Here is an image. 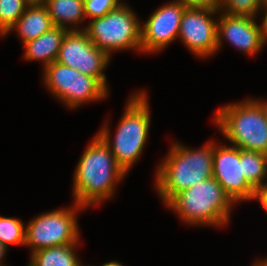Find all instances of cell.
<instances>
[{"instance_id": "cell-1", "label": "cell", "mask_w": 267, "mask_h": 266, "mask_svg": "<svg viewBox=\"0 0 267 266\" xmlns=\"http://www.w3.org/2000/svg\"><path fill=\"white\" fill-rule=\"evenodd\" d=\"M127 173L117 163L108 145L96 134L80 157L73 176V197L88 208L113 197L115 186Z\"/></svg>"}, {"instance_id": "cell-2", "label": "cell", "mask_w": 267, "mask_h": 266, "mask_svg": "<svg viewBox=\"0 0 267 266\" xmlns=\"http://www.w3.org/2000/svg\"><path fill=\"white\" fill-rule=\"evenodd\" d=\"M214 141L199 149L174 143L157 168L155 186L166 205L176 194L213 177Z\"/></svg>"}, {"instance_id": "cell-3", "label": "cell", "mask_w": 267, "mask_h": 266, "mask_svg": "<svg viewBox=\"0 0 267 266\" xmlns=\"http://www.w3.org/2000/svg\"><path fill=\"white\" fill-rule=\"evenodd\" d=\"M147 98L145 91L130 96L114 139H111V131L106 123L97 133L126 173L142 155L149 134L151 113Z\"/></svg>"}, {"instance_id": "cell-4", "label": "cell", "mask_w": 267, "mask_h": 266, "mask_svg": "<svg viewBox=\"0 0 267 266\" xmlns=\"http://www.w3.org/2000/svg\"><path fill=\"white\" fill-rule=\"evenodd\" d=\"M234 202L213 177L176 194L167 204L186 224L222 227L230 222Z\"/></svg>"}, {"instance_id": "cell-5", "label": "cell", "mask_w": 267, "mask_h": 266, "mask_svg": "<svg viewBox=\"0 0 267 266\" xmlns=\"http://www.w3.org/2000/svg\"><path fill=\"white\" fill-rule=\"evenodd\" d=\"M214 122L233 146L267 154V115L259 99L220 107Z\"/></svg>"}, {"instance_id": "cell-6", "label": "cell", "mask_w": 267, "mask_h": 266, "mask_svg": "<svg viewBox=\"0 0 267 266\" xmlns=\"http://www.w3.org/2000/svg\"><path fill=\"white\" fill-rule=\"evenodd\" d=\"M90 20L83 30L93 44L110 57L114 51H141V23L126 3Z\"/></svg>"}, {"instance_id": "cell-7", "label": "cell", "mask_w": 267, "mask_h": 266, "mask_svg": "<svg viewBox=\"0 0 267 266\" xmlns=\"http://www.w3.org/2000/svg\"><path fill=\"white\" fill-rule=\"evenodd\" d=\"M43 72V83L49 92L70 109L88 101H101L109 94V89L97 78L56 61L46 66Z\"/></svg>"}, {"instance_id": "cell-8", "label": "cell", "mask_w": 267, "mask_h": 266, "mask_svg": "<svg viewBox=\"0 0 267 266\" xmlns=\"http://www.w3.org/2000/svg\"><path fill=\"white\" fill-rule=\"evenodd\" d=\"M73 206L43 213L26 224L24 246L32 248L31 254L53 246L79 244L76 213L85 208L76 203Z\"/></svg>"}, {"instance_id": "cell-9", "label": "cell", "mask_w": 267, "mask_h": 266, "mask_svg": "<svg viewBox=\"0 0 267 266\" xmlns=\"http://www.w3.org/2000/svg\"><path fill=\"white\" fill-rule=\"evenodd\" d=\"M110 58L106 52L93 44L84 30L68 31L62 41L56 62L97 78L108 89L104 70Z\"/></svg>"}, {"instance_id": "cell-10", "label": "cell", "mask_w": 267, "mask_h": 266, "mask_svg": "<svg viewBox=\"0 0 267 266\" xmlns=\"http://www.w3.org/2000/svg\"><path fill=\"white\" fill-rule=\"evenodd\" d=\"M219 12V9L186 7L182 14L178 38L197 57L217 52L218 20L212 18Z\"/></svg>"}, {"instance_id": "cell-11", "label": "cell", "mask_w": 267, "mask_h": 266, "mask_svg": "<svg viewBox=\"0 0 267 266\" xmlns=\"http://www.w3.org/2000/svg\"><path fill=\"white\" fill-rule=\"evenodd\" d=\"M213 178L235 203L256 200L257 190L246 180L240 162V148L218 145L214 141Z\"/></svg>"}, {"instance_id": "cell-12", "label": "cell", "mask_w": 267, "mask_h": 266, "mask_svg": "<svg viewBox=\"0 0 267 266\" xmlns=\"http://www.w3.org/2000/svg\"><path fill=\"white\" fill-rule=\"evenodd\" d=\"M186 6L172 1L164 4L141 24V52L161 51L178 38L182 14Z\"/></svg>"}, {"instance_id": "cell-13", "label": "cell", "mask_w": 267, "mask_h": 266, "mask_svg": "<svg viewBox=\"0 0 267 266\" xmlns=\"http://www.w3.org/2000/svg\"><path fill=\"white\" fill-rule=\"evenodd\" d=\"M218 17L217 51L221 48L223 39L250 56H254L265 46L260 25L255 18L233 16L223 12Z\"/></svg>"}, {"instance_id": "cell-14", "label": "cell", "mask_w": 267, "mask_h": 266, "mask_svg": "<svg viewBox=\"0 0 267 266\" xmlns=\"http://www.w3.org/2000/svg\"><path fill=\"white\" fill-rule=\"evenodd\" d=\"M52 27L54 25L46 7L40 0H33L4 36L15 30L24 44L43 35Z\"/></svg>"}, {"instance_id": "cell-15", "label": "cell", "mask_w": 267, "mask_h": 266, "mask_svg": "<svg viewBox=\"0 0 267 266\" xmlns=\"http://www.w3.org/2000/svg\"><path fill=\"white\" fill-rule=\"evenodd\" d=\"M68 30L54 26L43 35L23 44L24 58L28 61H42L43 69L56 61L62 41Z\"/></svg>"}, {"instance_id": "cell-16", "label": "cell", "mask_w": 267, "mask_h": 266, "mask_svg": "<svg viewBox=\"0 0 267 266\" xmlns=\"http://www.w3.org/2000/svg\"><path fill=\"white\" fill-rule=\"evenodd\" d=\"M46 7L54 26L68 31H82L78 24L86 18L84 0H40ZM68 23V25H67ZM69 24L71 27H68ZM74 28H73V27ZM81 28V29H80Z\"/></svg>"}, {"instance_id": "cell-17", "label": "cell", "mask_w": 267, "mask_h": 266, "mask_svg": "<svg viewBox=\"0 0 267 266\" xmlns=\"http://www.w3.org/2000/svg\"><path fill=\"white\" fill-rule=\"evenodd\" d=\"M77 244H67L40 249L31 254L27 266H78ZM75 248V249H74Z\"/></svg>"}, {"instance_id": "cell-18", "label": "cell", "mask_w": 267, "mask_h": 266, "mask_svg": "<svg viewBox=\"0 0 267 266\" xmlns=\"http://www.w3.org/2000/svg\"><path fill=\"white\" fill-rule=\"evenodd\" d=\"M240 162L246 180L258 191L267 183V154L240 149Z\"/></svg>"}, {"instance_id": "cell-19", "label": "cell", "mask_w": 267, "mask_h": 266, "mask_svg": "<svg viewBox=\"0 0 267 266\" xmlns=\"http://www.w3.org/2000/svg\"><path fill=\"white\" fill-rule=\"evenodd\" d=\"M33 0H0V35L4 36Z\"/></svg>"}, {"instance_id": "cell-20", "label": "cell", "mask_w": 267, "mask_h": 266, "mask_svg": "<svg viewBox=\"0 0 267 266\" xmlns=\"http://www.w3.org/2000/svg\"><path fill=\"white\" fill-rule=\"evenodd\" d=\"M24 223L15 217L0 216V242L7 248L10 244L25 245Z\"/></svg>"}, {"instance_id": "cell-21", "label": "cell", "mask_w": 267, "mask_h": 266, "mask_svg": "<svg viewBox=\"0 0 267 266\" xmlns=\"http://www.w3.org/2000/svg\"><path fill=\"white\" fill-rule=\"evenodd\" d=\"M261 7L260 0H218L219 11L233 16L257 18L256 14L262 11Z\"/></svg>"}, {"instance_id": "cell-22", "label": "cell", "mask_w": 267, "mask_h": 266, "mask_svg": "<svg viewBox=\"0 0 267 266\" xmlns=\"http://www.w3.org/2000/svg\"><path fill=\"white\" fill-rule=\"evenodd\" d=\"M121 4L120 0H84L86 18L93 19L104 16Z\"/></svg>"}, {"instance_id": "cell-23", "label": "cell", "mask_w": 267, "mask_h": 266, "mask_svg": "<svg viewBox=\"0 0 267 266\" xmlns=\"http://www.w3.org/2000/svg\"><path fill=\"white\" fill-rule=\"evenodd\" d=\"M186 7L218 9V0H173Z\"/></svg>"}, {"instance_id": "cell-24", "label": "cell", "mask_w": 267, "mask_h": 266, "mask_svg": "<svg viewBox=\"0 0 267 266\" xmlns=\"http://www.w3.org/2000/svg\"><path fill=\"white\" fill-rule=\"evenodd\" d=\"M256 199L267 212V184L257 191Z\"/></svg>"}, {"instance_id": "cell-25", "label": "cell", "mask_w": 267, "mask_h": 266, "mask_svg": "<svg viewBox=\"0 0 267 266\" xmlns=\"http://www.w3.org/2000/svg\"><path fill=\"white\" fill-rule=\"evenodd\" d=\"M265 11L262 24L260 25V31L262 34L263 41L267 42V5L261 7Z\"/></svg>"}, {"instance_id": "cell-26", "label": "cell", "mask_w": 267, "mask_h": 266, "mask_svg": "<svg viewBox=\"0 0 267 266\" xmlns=\"http://www.w3.org/2000/svg\"><path fill=\"white\" fill-rule=\"evenodd\" d=\"M7 249L8 248L3 243L0 242V266H6L3 264L2 261L4 260L6 252H8Z\"/></svg>"}, {"instance_id": "cell-27", "label": "cell", "mask_w": 267, "mask_h": 266, "mask_svg": "<svg viewBox=\"0 0 267 266\" xmlns=\"http://www.w3.org/2000/svg\"><path fill=\"white\" fill-rule=\"evenodd\" d=\"M102 266H124V265H122L118 261H110V262H107V263L103 264Z\"/></svg>"}, {"instance_id": "cell-28", "label": "cell", "mask_w": 267, "mask_h": 266, "mask_svg": "<svg viewBox=\"0 0 267 266\" xmlns=\"http://www.w3.org/2000/svg\"><path fill=\"white\" fill-rule=\"evenodd\" d=\"M253 266H267V258L265 260L256 261Z\"/></svg>"}, {"instance_id": "cell-29", "label": "cell", "mask_w": 267, "mask_h": 266, "mask_svg": "<svg viewBox=\"0 0 267 266\" xmlns=\"http://www.w3.org/2000/svg\"><path fill=\"white\" fill-rule=\"evenodd\" d=\"M259 101L263 104V107H264V109L266 111V115H267V101L266 102L265 101H261V99Z\"/></svg>"}, {"instance_id": "cell-30", "label": "cell", "mask_w": 267, "mask_h": 266, "mask_svg": "<svg viewBox=\"0 0 267 266\" xmlns=\"http://www.w3.org/2000/svg\"><path fill=\"white\" fill-rule=\"evenodd\" d=\"M260 1H261L262 6L267 5V0H260Z\"/></svg>"}, {"instance_id": "cell-31", "label": "cell", "mask_w": 267, "mask_h": 266, "mask_svg": "<svg viewBox=\"0 0 267 266\" xmlns=\"http://www.w3.org/2000/svg\"><path fill=\"white\" fill-rule=\"evenodd\" d=\"M78 266H85V265L79 262ZM87 266H90V265H87Z\"/></svg>"}]
</instances>
